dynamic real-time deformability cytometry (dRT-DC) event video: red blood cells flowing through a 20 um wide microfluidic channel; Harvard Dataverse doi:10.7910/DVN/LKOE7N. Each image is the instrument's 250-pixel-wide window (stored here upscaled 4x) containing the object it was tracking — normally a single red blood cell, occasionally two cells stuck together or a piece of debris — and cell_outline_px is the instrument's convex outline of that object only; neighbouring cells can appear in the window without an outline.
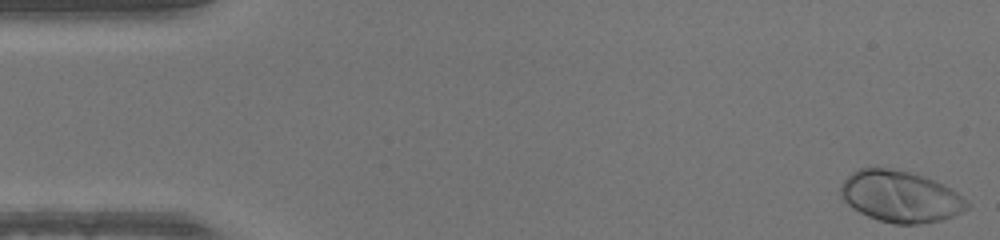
{"species": "human", "species_latin": "Homo sapiens", "temperature_condition": "warm", "stored_images_in_passage": 49, "camera_frame_rate_fps": 3000, "um_per_image_px": 0.085, "donor": {"sex": "male"}, "frame": {"image": 1, "passage_image": 1, "time_ms": 0.0, "image_size_px": [1000, 240], "cell_outline_px": [[968, 208], [944, 220], [920, 224], [896, 224], [880, 220], [868, 216], [852, 208], [840, 196], [840, 188], [844, 180], [852, 172], [860, 168], [884, 168], [908, 172], [932, 180], [956, 192], [968, 204]], "centroid_in_image_um": [76.49, 16.72], "position_along_channel_um": 8.5, "area_um2": 37.17}}
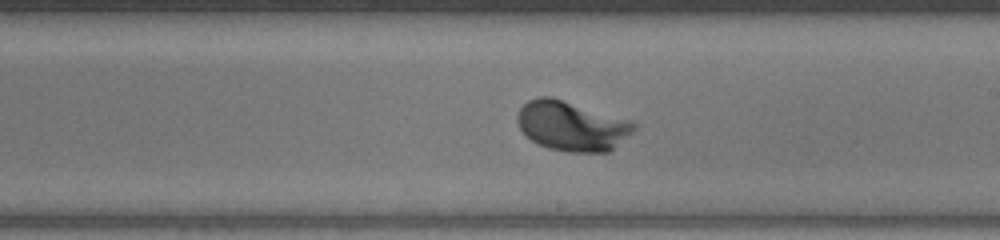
{"frame": {"image": 2, "passage_image": 28, "time_ms": 9.0, "image_size_px": [1000, 240], "cell_outline_px": [[636, 128], [632, 132], [608, 152], [568, 152], [548, 148], [536, 144], [520, 128], [516, 120], [516, 116], [520, 108], [528, 100], [536, 96], [552, 96], [628, 120], [636, 124]], "centroid_in_image_um": [48.55, 10.7], "position_along_channel_um": 240.4, "area_um2": 33.58}}
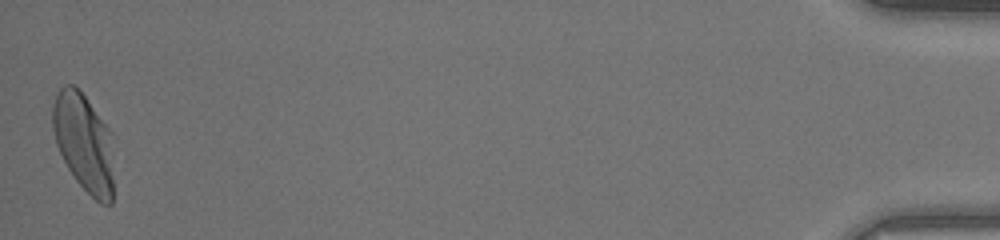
{"frame": {"image": 3, "passage_image": 49, "time_ms": 16.0, "image_size_px": [1000, 240], "cell_outline_px": [[112, 204], [100, 204], [76, 180], [68, 168], [56, 144], [52, 128], [52, 104], [56, 92], [64, 84], [72, 84], [84, 96], [112, 132]], "centroid_in_image_um": [7.11, 12.1], "position_along_channel_um": 428.1, "area_um2": 34.85}}